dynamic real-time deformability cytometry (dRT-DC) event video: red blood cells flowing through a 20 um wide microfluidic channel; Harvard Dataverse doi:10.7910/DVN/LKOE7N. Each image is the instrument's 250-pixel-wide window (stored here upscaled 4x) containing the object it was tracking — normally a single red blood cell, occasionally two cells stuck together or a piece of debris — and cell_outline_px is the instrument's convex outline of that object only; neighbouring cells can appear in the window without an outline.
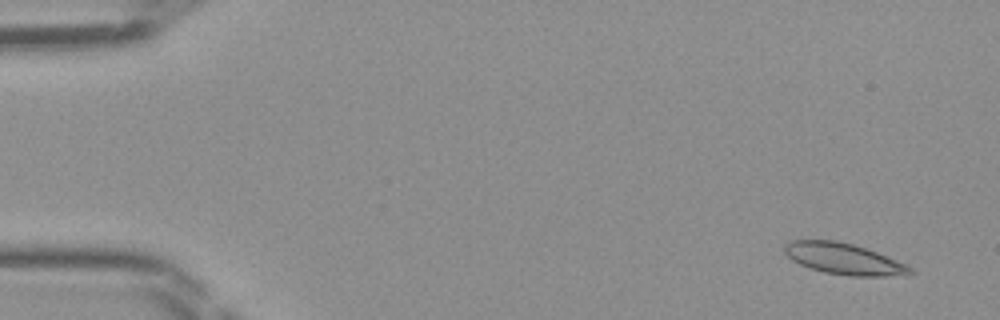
{"species": "Egyptian fruit bat (a non-hibernating species)", "species_latin": "Rousettus aegyptiacus", "temperature_condition": "room temperature", "stored_images_in_passage": 8, "camera_frame_rate_fps": 3000, "um_per_image_px": 0.085, "frame": {"image": 1, "passage_image": 3, "time_ms": 0.667, "image_size_px": [1000, 320], "cell_outline_px": [[916, 272], [888, 276], [848, 276], [824, 272], [800, 264], [792, 260], [784, 252], [784, 244], [792, 240], [836, 240], [852, 244], [876, 252], [896, 260], [912, 268]], "centroid_in_image_um": [71.68, 21.99], "position_along_channel_um": 13.3, "area_um2": 22.54}}